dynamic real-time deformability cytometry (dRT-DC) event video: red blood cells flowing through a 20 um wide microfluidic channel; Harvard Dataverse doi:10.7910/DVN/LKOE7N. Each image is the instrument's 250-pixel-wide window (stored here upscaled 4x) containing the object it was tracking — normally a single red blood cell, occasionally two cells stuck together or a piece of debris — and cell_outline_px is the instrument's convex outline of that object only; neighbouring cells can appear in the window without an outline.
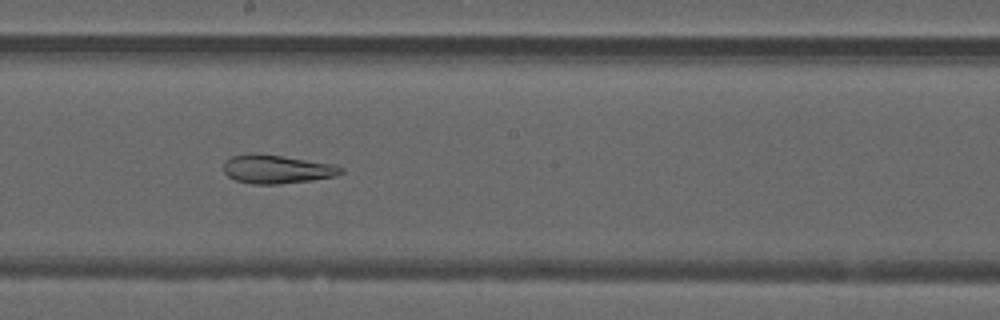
{"species": "common noctule bat (a hibernating species)", "species_latin": "Nyctalus noctula", "temperature_condition": "warm", "stored_images_in_passage": 44, "camera_frame_rate_fps": 3000, "um_per_image_px": 0.085, "animal": {"sex": "male", "forearm_length_mm": 52.5}, "frame": {"image": 1, "passage_image": 21, "time_ms": 6.667, "image_size_px": [1000, 320], "cell_outline_px": [[344, 172], [336, 176], [312, 180], [280, 184], [252, 184], [236, 180], [228, 176], [224, 172], [224, 160], [232, 156], [280, 156], [336, 164], [344, 168]], "centroid_in_image_um": [23.61, 14.42], "position_along_channel_um": 224.6, "area_um2": 19.02}}
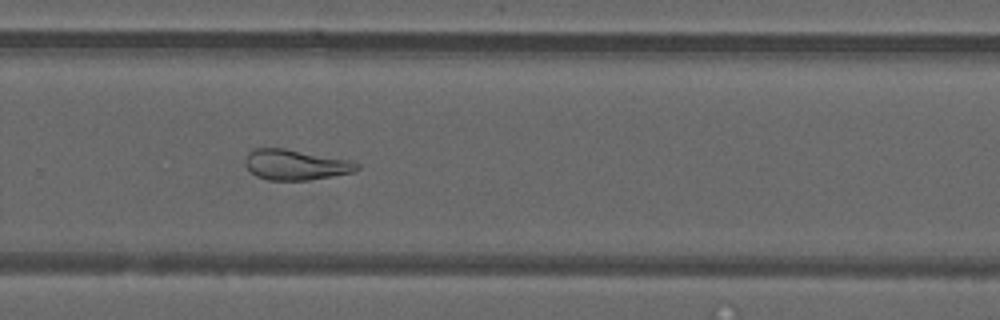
{"frame": {"image": 2, "passage_image": 27, "time_ms": 8.667, "image_size_px": [1000, 320], "cell_outline_px": [[360, 168], [352, 172], [332, 176], [308, 180], [268, 180], [256, 176], [244, 164], [244, 160], [248, 152], [256, 148], [284, 148], [352, 160], [360, 164]], "centroid_in_image_um": [25.13, 14.0], "position_along_channel_um": 304.7, "area_um2": 19.88}}
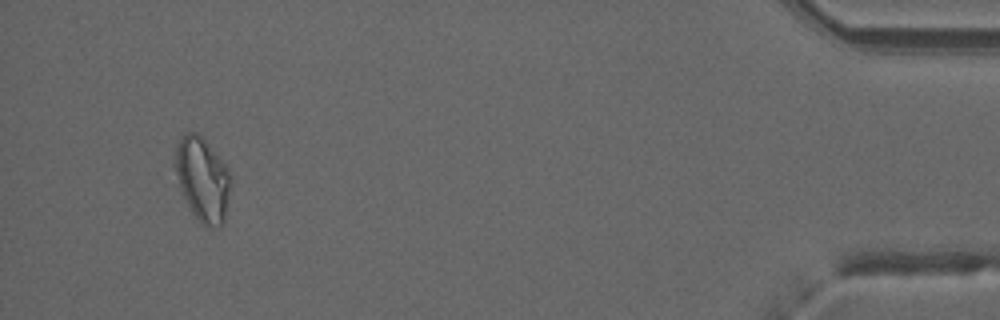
{"frame": {"image": 3, "passage_image": 41, "time_ms": 13.333, "image_size_px": [1000, 320], "cell_outline_px": [[232, 184], [224, 224], [216, 228], [208, 228], [192, 212], [180, 188], [172, 164], [176, 144], [184, 132], [200, 132], [204, 136], [220, 156], [228, 168], [232, 176]], "centroid_in_image_um": [17.23, 15.17], "position_along_channel_um": 418.0, "area_um2": 28.21}, "authors_computed_cell_mechanics": {"area_um2": 23.2067, "velocity_mm_per_s": 4.0242, "shape_relaxation_time_tau1_ms": null, "shape_relaxation_time_tau2_ms": 3.5288, "deformation_change_tau1": null, "deformation_change_tau2": 0.1172}}